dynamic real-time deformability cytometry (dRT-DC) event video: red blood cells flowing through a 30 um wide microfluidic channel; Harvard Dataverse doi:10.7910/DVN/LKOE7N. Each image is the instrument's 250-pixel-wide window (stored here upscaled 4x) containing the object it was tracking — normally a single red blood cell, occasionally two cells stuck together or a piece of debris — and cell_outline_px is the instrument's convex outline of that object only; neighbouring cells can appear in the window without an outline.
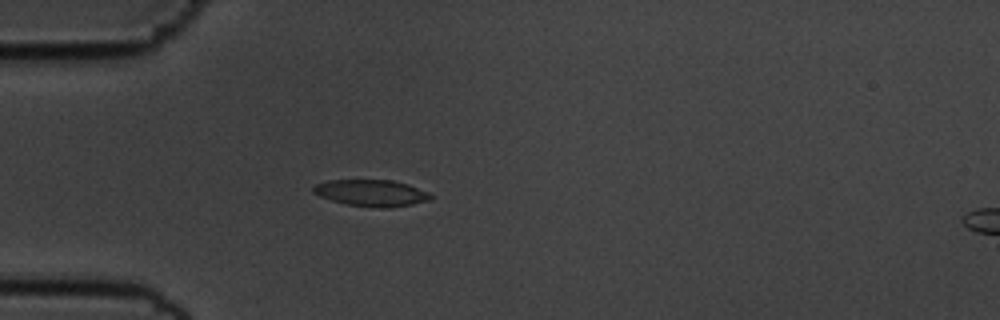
{"species": "common noctule bat (a hibernating species)", "species_latin": "Nyctalus noctula", "temperature_condition": "cold", "stored_images_in_passage": 41, "camera_frame_rate_fps": 3000, "um_per_image_px": 0.085, "animal": {"sex": "male", "body_mass_g": 19.5, "forearm_length_mm": 54.6}, "frame": {"image": 1, "passage_image": 1, "time_ms": 0.0, "image_size_px": [1000, 320], "cell_outline_px": [[432, 200], [412, 204], [384, 208], [380, 208], [348, 204], [332, 200], [320, 196], [312, 192], [312, 188], [316, 184], [328, 180], [392, 180], [408, 184], [432, 196]], "centroid_in_image_um": [31.54, 16.4], "position_along_channel_um": 53.5, "area_um2": 17.86}}
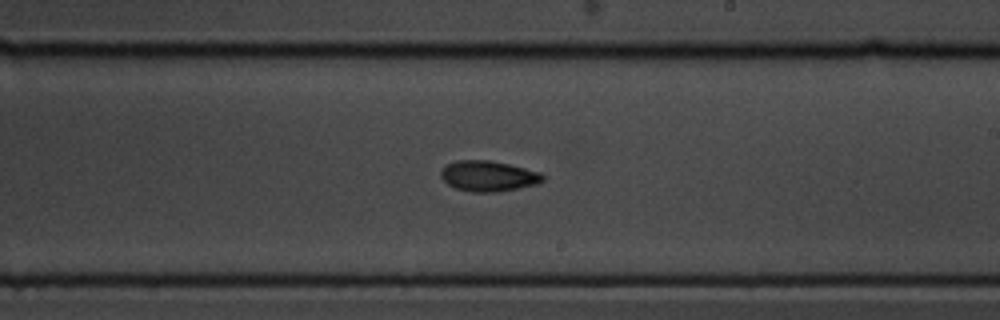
{"frame": {"image": 2, "passage_image": 18, "time_ms": 5.667, "image_size_px": [1000, 320], "cell_outline_px": [[544, 180], [536, 184], [520, 188], [496, 192], [472, 192], [456, 188], [448, 184], [440, 176], [440, 172], [448, 164], [456, 160], [488, 160], [508, 164], [540, 172], [544, 176]], "centroid_in_image_um": [41.51, 14.97], "position_along_channel_um": 247.5, "area_um2": 18.03}}
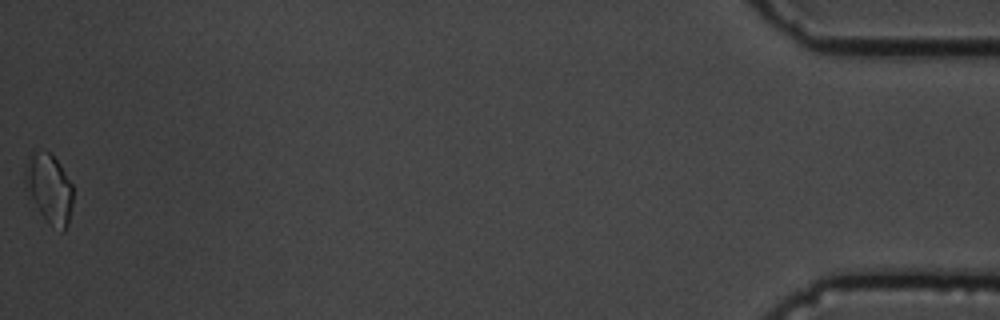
{"frame": {"image": 3, "passage_image": 41, "time_ms": 13.333, "image_size_px": [1000, 320], "cell_outline_px": [[72, 204], [68, 224], [64, 232], [60, 232], [48, 224], [24, 188], [24, 172], [28, 156], [32, 148], [52, 152], [60, 164], [72, 184]], "centroid_in_image_um": [4.15, 15.98], "position_along_channel_um": 431.0, "area_um2": 19.94}, "authors_computed_cell_mechanics": {"area_um2": 17.5712, "velocity_mm_per_s": 3.593, "shape_relaxation_time_tau1_ms": 4.932, "shape_relaxation_time_tau2_ms": 3.525, "deformation_change_tau1": 0.1535, "deformation_change_tau2": 0.0839}}